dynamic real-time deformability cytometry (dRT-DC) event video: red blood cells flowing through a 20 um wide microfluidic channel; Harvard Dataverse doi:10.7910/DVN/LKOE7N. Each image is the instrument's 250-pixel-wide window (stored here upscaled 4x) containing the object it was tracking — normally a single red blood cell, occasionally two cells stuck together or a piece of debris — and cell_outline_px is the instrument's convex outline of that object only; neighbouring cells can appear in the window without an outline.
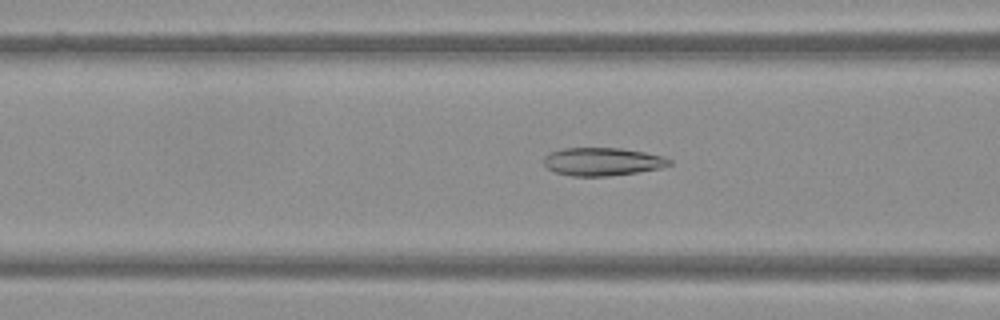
{"species": "Egyptian fruit bat (a non-hibernating species)", "species_latin": "Rousettus aegyptiacus", "temperature_condition": "warm", "stored_images_in_passage": 47, "camera_frame_rate_fps": 3000, "um_per_image_px": 0.085, "frame": {"image": 1, "passage_image": 20, "time_ms": 6.333, "image_size_px": [1000, 320], "cell_outline_px": [[672, 164], [660, 168], [636, 172], [608, 176], [572, 176], [556, 172], [548, 168], [544, 164], [544, 156], [548, 152], [564, 148], [620, 148], [644, 152], [664, 156], [672, 160]], "centroid_in_image_um": [51.2, 13.73], "position_along_channel_um": 115.4, "area_um2": 20.52}}
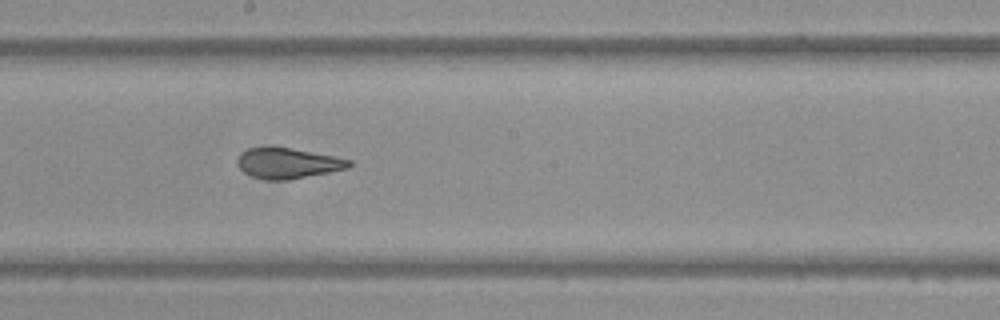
{"frame": {"image": 2, "passage_image": 28, "time_ms": 9.0, "image_size_px": [1000, 320], "cell_outline_px": [[352, 164], [348, 168], [328, 172], [284, 180], [264, 180], [252, 176], [244, 172], [240, 168], [236, 160], [240, 152], [248, 148], [292, 148], [336, 156], [352, 160]], "centroid_in_image_um": [24.46, 13.87], "position_along_channel_um": 223.7, "area_um2": 19.65}}
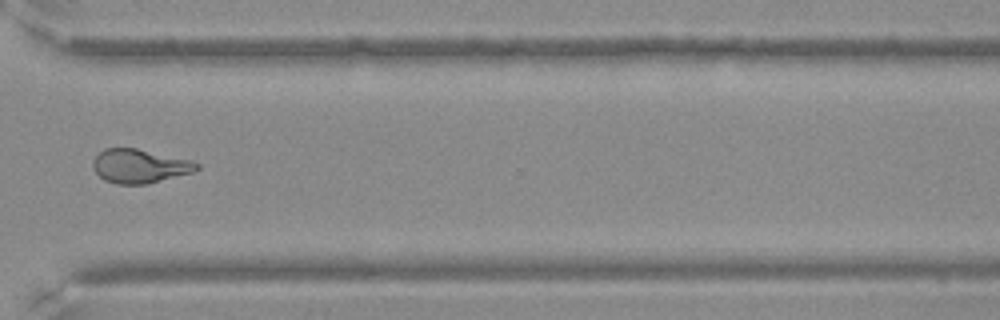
{"frame": {"image": 3, "passage_image": 38, "time_ms": 12.333, "image_size_px": [1000, 320], "cell_outline_px": [[200, 168], [192, 172], [148, 184], [116, 184], [104, 180], [92, 168], [92, 160], [104, 148], [136, 148], [192, 160], [200, 164]], "centroid_in_image_um": [11.86, 14.11], "position_along_channel_um": 358.7, "area_um2": 20.58}}